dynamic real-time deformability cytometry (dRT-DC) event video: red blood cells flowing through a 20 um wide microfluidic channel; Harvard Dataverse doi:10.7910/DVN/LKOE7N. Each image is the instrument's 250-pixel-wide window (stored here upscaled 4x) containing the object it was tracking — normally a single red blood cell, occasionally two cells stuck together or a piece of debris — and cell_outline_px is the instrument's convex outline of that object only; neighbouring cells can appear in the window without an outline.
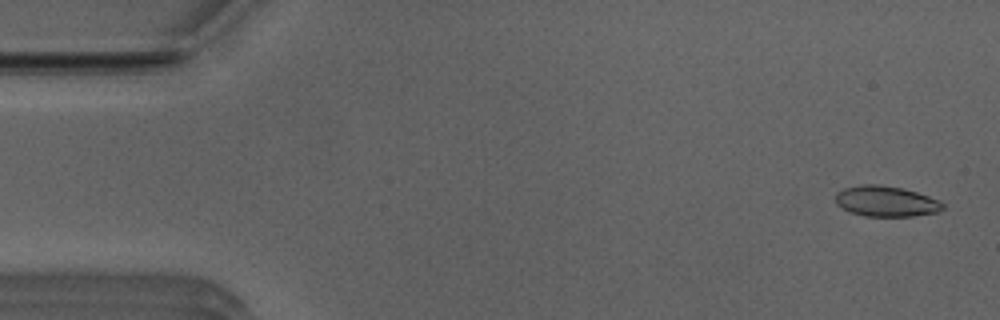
{"species": "Egyptian fruit bat (a non-hibernating species)", "species_latin": "Rousettus aegyptiacus", "temperature_condition": "room temperature", "stored_images_in_passage": 51, "camera_frame_rate_fps": 3000, "um_per_image_px": 0.085, "animal": {"sex": "male"}, "frame": {"image": 1, "passage_image": 2, "time_ms": 0.333, "image_size_px": [1000, 320], "cell_outline_px": [[944, 208], [936, 212], [912, 216], [864, 216], [848, 212], [836, 204], [836, 192], [844, 188], [860, 184], [876, 184], [904, 188], [940, 200], [944, 204]], "centroid_in_image_um": [75.28, 17.1], "position_along_channel_um": 9.7, "area_um2": 19.25}}
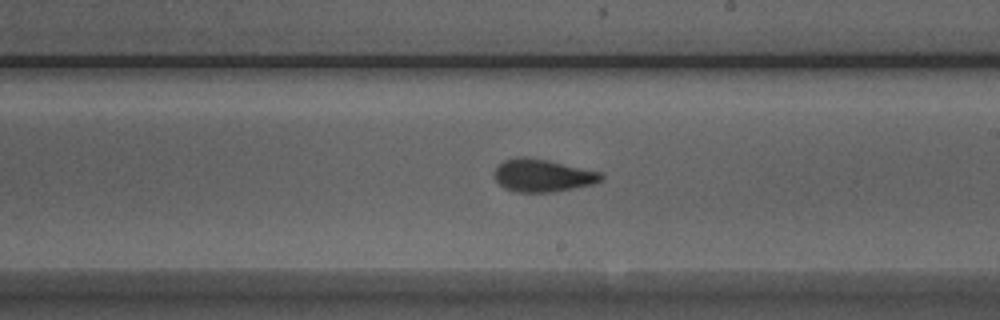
{"frame": {"image": 2, "passage_image": 29, "time_ms": 9.333, "image_size_px": [1000, 320], "cell_outline_px": [[604, 180], [592, 184], [552, 192], [516, 192], [504, 188], [496, 180], [492, 172], [496, 164], [504, 160], [516, 156], [524, 156], [548, 160], [600, 172], [604, 176]], "centroid_in_image_um": [46.06, 14.9], "position_along_channel_um": 242.9, "area_um2": 20.52}}
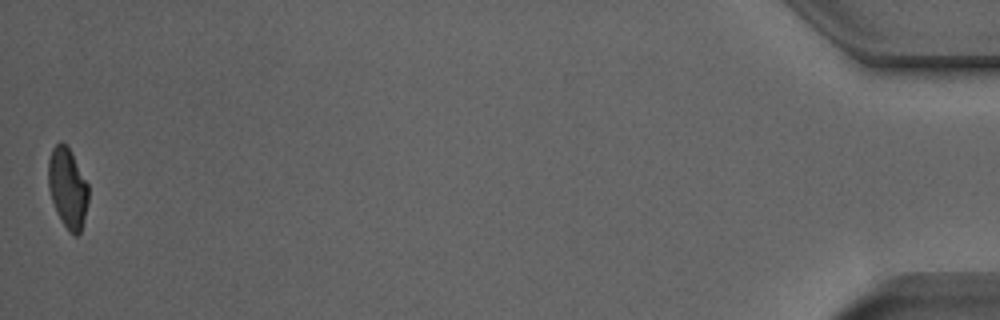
{"frame": {"image": 3, "passage_image": 51, "time_ms": 16.667, "image_size_px": [1000, 320], "cell_outline_px": [[88, 200], [84, 220], [80, 232], [76, 236], [68, 232], [60, 220], [52, 200], [48, 188], [48, 160], [52, 148], [60, 140], [68, 148], [88, 184]], "centroid_in_image_um": [5.73, 16.01], "position_along_channel_um": 429.5, "area_um2": 18.61}, "authors_computed_cell_mechanics": {"area_um2": 19.8254, "velocity_mm_per_s": 3.958, "shape_relaxation_time_tau1_ms": 5.8013, "shape_relaxation_time_tau2_ms": 1.4216, "deformation_change_tau1": 0.1606, "deformation_change_tau2": 0.0784}}